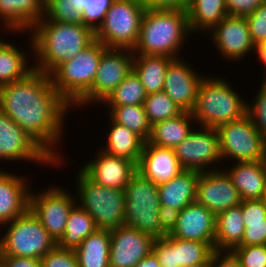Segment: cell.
<instances>
[{
    "label": "cell",
    "mask_w": 266,
    "mask_h": 267,
    "mask_svg": "<svg viewBox=\"0 0 266 267\" xmlns=\"http://www.w3.org/2000/svg\"><path fill=\"white\" fill-rule=\"evenodd\" d=\"M71 108L44 72L34 70L25 79L0 86V110L55 160L54 167L66 161L58 145Z\"/></svg>",
    "instance_id": "obj_1"
},
{
    "label": "cell",
    "mask_w": 266,
    "mask_h": 267,
    "mask_svg": "<svg viewBox=\"0 0 266 267\" xmlns=\"http://www.w3.org/2000/svg\"><path fill=\"white\" fill-rule=\"evenodd\" d=\"M28 34L31 38L27 47L30 48V55L34 54L35 57L34 70L48 75L96 40L95 31L83 23L52 20H40Z\"/></svg>",
    "instance_id": "obj_2"
},
{
    "label": "cell",
    "mask_w": 266,
    "mask_h": 267,
    "mask_svg": "<svg viewBox=\"0 0 266 267\" xmlns=\"http://www.w3.org/2000/svg\"><path fill=\"white\" fill-rule=\"evenodd\" d=\"M188 35L192 36L186 11L147 8L142 16L138 42L132 51L133 54L179 58L183 45L189 41Z\"/></svg>",
    "instance_id": "obj_3"
},
{
    "label": "cell",
    "mask_w": 266,
    "mask_h": 267,
    "mask_svg": "<svg viewBox=\"0 0 266 267\" xmlns=\"http://www.w3.org/2000/svg\"><path fill=\"white\" fill-rule=\"evenodd\" d=\"M221 75L206 76L199 84L191 114L196 125L217 129L246 114L247 101ZM233 86V87H232Z\"/></svg>",
    "instance_id": "obj_4"
},
{
    "label": "cell",
    "mask_w": 266,
    "mask_h": 267,
    "mask_svg": "<svg viewBox=\"0 0 266 267\" xmlns=\"http://www.w3.org/2000/svg\"><path fill=\"white\" fill-rule=\"evenodd\" d=\"M76 176V204L86 210L101 230L125 225V190L101 186L81 169Z\"/></svg>",
    "instance_id": "obj_5"
},
{
    "label": "cell",
    "mask_w": 266,
    "mask_h": 267,
    "mask_svg": "<svg viewBox=\"0 0 266 267\" xmlns=\"http://www.w3.org/2000/svg\"><path fill=\"white\" fill-rule=\"evenodd\" d=\"M107 47L95 40L51 74L53 87L73 107L92 87L99 61Z\"/></svg>",
    "instance_id": "obj_6"
},
{
    "label": "cell",
    "mask_w": 266,
    "mask_h": 267,
    "mask_svg": "<svg viewBox=\"0 0 266 267\" xmlns=\"http://www.w3.org/2000/svg\"><path fill=\"white\" fill-rule=\"evenodd\" d=\"M125 225L136 228L154 239L168 233L159 221L158 185L136 171L125 187Z\"/></svg>",
    "instance_id": "obj_7"
},
{
    "label": "cell",
    "mask_w": 266,
    "mask_h": 267,
    "mask_svg": "<svg viewBox=\"0 0 266 267\" xmlns=\"http://www.w3.org/2000/svg\"><path fill=\"white\" fill-rule=\"evenodd\" d=\"M2 227L6 229L2 230L0 255L41 259L57 246L30 209Z\"/></svg>",
    "instance_id": "obj_8"
},
{
    "label": "cell",
    "mask_w": 266,
    "mask_h": 267,
    "mask_svg": "<svg viewBox=\"0 0 266 267\" xmlns=\"http://www.w3.org/2000/svg\"><path fill=\"white\" fill-rule=\"evenodd\" d=\"M147 8L136 0H114L95 31V39L107 48L131 49L136 46L142 16Z\"/></svg>",
    "instance_id": "obj_9"
},
{
    "label": "cell",
    "mask_w": 266,
    "mask_h": 267,
    "mask_svg": "<svg viewBox=\"0 0 266 267\" xmlns=\"http://www.w3.org/2000/svg\"><path fill=\"white\" fill-rule=\"evenodd\" d=\"M217 131L223 164V160L266 161V139L255 128L247 114L219 126Z\"/></svg>",
    "instance_id": "obj_10"
},
{
    "label": "cell",
    "mask_w": 266,
    "mask_h": 267,
    "mask_svg": "<svg viewBox=\"0 0 266 267\" xmlns=\"http://www.w3.org/2000/svg\"><path fill=\"white\" fill-rule=\"evenodd\" d=\"M133 58L131 49L106 48L101 55L92 87L72 109H84L86 105L96 106L97 103L100 105L133 70Z\"/></svg>",
    "instance_id": "obj_11"
},
{
    "label": "cell",
    "mask_w": 266,
    "mask_h": 267,
    "mask_svg": "<svg viewBox=\"0 0 266 267\" xmlns=\"http://www.w3.org/2000/svg\"><path fill=\"white\" fill-rule=\"evenodd\" d=\"M196 126V129L173 149L180 165L184 170L199 172L221 169L222 166L219 165L222 164V157L217 129Z\"/></svg>",
    "instance_id": "obj_12"
},
{
    "label": "cell",
    "mask_w": 266,
    "mask_h": 267,
    "mask_svg": "<svg viewBox=\"0 0 266 267\" xmlns=\"http://www.w3.org/2000/svg\"><path fill=\"white\" fill-rule=\"evenodd\" d=\"M75 205V195L73 196L72 192L60 185L41 189V192L31 189L30 192L29 209L57 242L65 232L69 213Z\"/></svg>",
    "instance_id": "obj_13"
},
{
    "label": "cell",
    "mask_w": 266,
    "mask_h": 267,
    "mask_svg": "<svg viewBox=\"0 0 266 267\" xmlns=\"http://www.w3.org/2000/svg\"><path fill=\"white\" fill-rule=\"evenodd\" d=\"M0 160L54 167V159L7 114L0 110ZM24 161V162H23Z\"/></svg>",
    "instance_id": "obj_14"
},
{
    "label": "cell",
    "mask_w": 266,
    "mask_h": 267,
    "mask_svg": "<svg viewBox=\"0 0 266 267\" xmlns=\"http://www.w3.org/2000/svg\"><path fill=\"white\" fill-rule=\"evenodd\" d=\"M216 52L228 62H238L251 53L255 54L256 46L252 41L245 17L226 16L210 32Z\"/></svg>",
    "instance_id": "obj_15"
},
{
    "label": "cell",
    "mask_w": 266,
    "mask_h": 267,
    "mask_svg": "<svg viewBox=\"0 0 266 267\" xmlns=\"http://www.w3.org/2000/svg\"><path fill=\"white\" fill-rule=\"evenodd\" d=\"M199 204L217 215L242 202L239 191L224 168L200 172L197 183V198Z\"/></svg>",
    "instance_id": "obj_16"
},
{
    "label": "cell",
    "mask_w": 266,
    "mask_h": 267,
    "mask_svg": "<svg viewBox=\"0 0 266 267\" xmlns=\"http://www.w3.org/2000/svg\"><path fill=\"white\" fill-rule=\"evenodd\" d=\"M186 58H174L165 74L163 91L182 110L191 112L200 82L205 77L192 68Z\"/></svg>",
    "instance_id": "obj_17"
},
{
    "label": "cell",
    "mask_w": 266,
    "mask_h": 267,
    "mask_svg": "<svg viewBox=\"0 0 266 267\" xmlns=\"http://www.w3.org/2000/svg\"><path fill=\"white\" fill-rule=\"evenodd\" d=\"M110 267H135L153 249L154 238L127 225L110 231Z\"/></svg>",
    "instance_id": "obj_18"
},
{
    "label": "cell",
    "mask_w": 266,
    "mask_h": 267,
    "mask_svg": "<svg viewBox=\"0 0 266 267\" xmlns=\"http://www.w3.org/2000/svg\"><path fill=\"white\" fill-rule=\"evenodd\" d=\"M84 163L80 169L95 183L104 187L125 189L131 176L137 171L132 160L110 155L103 150Z\"/></svg>",
    "instance_id": "obj_19"
},
{
    "label": "cell",
    "mask_w": 266,
    "mask_h": 267,
    "mask_svg": "<svg viewBox=\"0 0 266 267\" xmlns=\"http://www.w3.org/2000/svg\"><path fill=\"white\" fill-rule=\"evenodd\" d=\"M216 232V215L197 201L183 208L179 214L176 226L170 236L214 245Z\"/></svg>",
    "instance_id": "obj_20"
},
{
    "label": "cell",
    "mask_w": 266,
    "mask_h": 267,
    "mask_svg": "<svg viewBox=\"0 0 266 267\" xmlns=\"http://www.w3.org/2000/svg\"><path fill=\"white\" fill-rule=\"evenodd\" d=\"M7 171L0 169V223L2 225L29 210L30 192L34 189L24 176Z\"/></svg>",
    "instance_id": "obj_21"
},
{
    "label": "cell",
    "mask_w": 266,
    "mask_h": 267,
    "mask_svg": "<svg viewBox=\"0 0 266 267\" xmlns=\"http://www.w3.org/2000/svg\"><path fill=\"white\" fill-rule=\"evenodd\" d=\"M136 169L156 185L167 183L184 170L172 148L160 147L148 141L144 143Z\"/></svg>",
    "instance_id": "obj_22"
},
{
    "label": "cell",
    "mask_w": 266,
    "mask_h": 267,
    "mask_svg": "<svg viewBox=\"0 0 266 267\" xmlns=\"http://www.w3.org/2000/svg\"><path fill=\"white\" fill-rule=\"evenodd\" d=\"M45 2L46 0H0V30L13 35L30 32L44 17Z\"/></svg>",
    "instance_id": "obj_23"
},
{
    "label": "cell",
    "mask_w": 266,
    "mask_h": 267,
    "mask_svg": "<svg viewBox=\"0 0 266 267\" xmlns=\"http://www.w3.org/2000/svg\"><path fill=\"white\" fill-rule=\"evenodd\" d=\"M234 164V165H232ZM224 170L231 177L242 200H261L265 192L266 161L232 162ZM228 166V167H227Z\"/></svg>",
    "instance_id": "obj_24"
},
{
    "label": "cell",
    "mask_w": 266,
    "mask_h": 267,
    "mask_svg": "<svg viewBox=\"0 0 266 267\" xmlns=\"http://www.w3.org/2000/svg\"><path fill=\"white\" fill-rule=\"evenodd\" d=\"M199 171L183 170L167 183L158 185L161 205L172 207L179 212L196 201Z\"/></svg>",
    "instance_id": "obj_25"
},
{
    "label": "cell",
    "mask_w": 266,
    "mask_h": 267,
    "mask_svg": "<svg viewBox=\"0 0 266 267\" xmlns=\"http://www.w3.org/2000/svg\"><path fill=\"white\" fill-rule=\"evenodd\" d=\"M110 127L106 132V145H102L101 150L104 152L123 157L134 161L136 164L141 156L145 141L135 132L129 130L121 124L113 122L110 118L107 119Z\"/></svg>",
    "instance_id": "obj_26"
},
{
    "label": "cell",
    "mask_w": 266,
    "mask_h": 267,
    "mask_svg": "<svg viewBox=\"0 0 266 267\" xmlns=\"http://www.w3.org/2000/svg\"><path fill=\"white\" fill-rule=\"evenodd\" d=\"M242 207L235 206L216 215L215 251H232L242 246L244 234Z\"/></svg>",
    "instance_id": "obj_27"
},
{
    "label": "cell",
    "mask_w": 266,
    "mask_h": 267,
    "mask_svg": "<svg viewBox=\"0 0 266 267\" xmlns=\"http://www.w3.org/2000/svg\"><path fill=\"white\" fill-rule=\"evenodd\" d=\"M186 13L193 35H206L228 16L226 0H190Z\"/></svg>",
    "instance_id": "obj_28"
},
{
    "label": "cell",
    "mask_w": 266,
    "mask_h": 267,
    "mask_svg": "<svg viewBox=\"0 0 266 267\" xmlns=\"http://www.w3.org/2000/svg\"><path fill=\"white\" fill-rule=\"evenodd\" d=\"M194 124H196V120L191 112L183 111L174 118L154 124L151 127V135L148 142L160 147L174 149L196 127Z\"/></svg>",
    "instance_id": "obj_29"
},
{
    "label": "cell",
    "mask_w": 266,
    "mask_h": 267,
    "mask_svg": "<svg viewBox=\"0 0 266 267\" xmlns=\"http://www.w3.org/2000/svg\"><path fill=\"white\" fill-rule=\"evenodd\" d=\"M172 60L167 56L134 54L133 70L147 95L163 91L166 70Z\"/></svg>",
    "instance_id": "obj_30"
},
{
    "label": "cell",
    "mask_w": 266,
    "mask_h": 267,
    "mask_svg": "<svg viewBox=\"0 0 266 267\" xmlns=\"http://www.w3.org/2000/svg\"><path fill=\"white\" fill-rule=\"evenodd\" d=\"M8 41L0 47V86L25 79L34 71V65L29 64L31 56L27 50L25 52Z\"/></svg>",
    "instance_id": "obj_31"
},
{
    "label": "cell",
    "mask_w": 266,
    "mask_h": 267,
    "mask_svg": "<svg viewBox=\"0 0 266 267\" xmlns=\"http://www.w3.org/2000/svg\"><path fill=\"white\" fill-rule=\"evenodd\" d=\"M110 231L97 229L85 238L74 251L78 267H110Z\"/></svg>",
    "instance_id": "obj_32"
},
{
    "label": "cell",
    "mask_w": 266,
    "mask_h": 267,
    "mask_svg": "<svg viewBox=\"0 0 266 267\" xmlns=\"http://www.w3.org/2000/svg\"><path fill=\"white\" fill-rule=\"evenodd\" d=\"M97 229L93 217L76 204L69 213L65 232L57 242V246L75 250L85 238Z\"/></svg>",
    "instance_id": "obj_33"
},
{
    "label": "cell",
    "mask_w": 266,
    "mask_h": 267,
    "mask_svg": "<svg viewBox=\"0 0 266 267\" xmlns=\"http://www.w3.org/2000/svg\"><path fill=\"white\" fill-rule=\"evenodd\" d=\"M107 107V117L117 124L124 125L139 135L145 142L151 135V125L148 122L143 105L103 106Z\"/></svg>",
    "instance_id": "obj_34"
},
{
    "label": "cell",
    "mask_w": 266,
    "mask_h": 267,
    "mask_svg": "<svg viewBox=\"0 0 266 267\" xmlns=\"http://www.w3.org/2000/svg\"><path fill=\"white\" fill-rule=\"evenodd\" d=\"M164 237L176 248L179 267H192L207 263L215 252L214 245L208 242L184 240L169 234Z\"/></svg>",
    "instance_id": "obj_35"
},
{
    "label": "cell",
    "mask_w": 266,
    "mask_h": 267,
    "mask_svg": "<svg viewBox=\"0 0 266 267\" xmlns=\"http://www.w3.org/2000/svg\"><path fill=\"white\" fill-rule=\"evenodd\" d=\"M146 97L147 94L139 76L132 70L100 105H143Z\"/></svg>",
    "instance_id": "obj_36"
},
{
    "label": "cell",
    "mask_w": 266,
    "mask_h": 267,
    "mask_svg": "<svg viewBox=\"0 0 266 267\" xmlns=\"http://www.w3.org/2000/svg\"><path fill=\"white\" fill-rule=\"evenodd\" d=\"M143 107L151 126L183 112L164 91L148 94Z\"/></svg>",
    "instance_id": "obj_37"
},
{
    "label": "cell",
    "mask_w": 266,
    "mask_h": 267,
    "mask_svg": "<svg viewBox=\"0 0 266 267\" xmlns=\"http://www.w3.org/2000/svg\"><path fill=\"white\" fill-rule=\"evenodd\" d=\"M41 20L61 23H83L82 10L76 8L70 0H46L45 15Z\"/></svg>",
    "instance_id": "obj_38"
},
{
    "label": "cell",
    "mask_w": 266,
    "mask_h": 267,
    "mask_svg": "<svg viewBox=\"0 0 266 267\" xmlns=\"http://www.w3.org/2000/svg\"><path fill=\"white\" fill-rule=\"evenodd\" d=\"M72 4L82 10L83 24L94 31L102 24L103 19L114 0H70Z\"/></svg>",
    "instance_id": "obj_39"
},
{
    "label": "cell",
    "mask_w": 266,
    "mask_h": 267,
    "mask_svg": "<svg viewBox=\"0 0 266 267\" xmlns=\"http://www.w3.org/2000/svg\"><path fill=\"white\" fill-rule=\"evenodd\" d=\"M252 101L247 102L246 114L255 128L266 139V81H261Z\"/></svg>",
    "instance_id": "obj_40"
},
{
    "label": "cell",
    "mask_w": 266,
    "mask_h": 267,
    "mask_svg": "<svg viewBox=\"0 0 266 267\" xmlns=\"http://www.w3.org/2000/svg\"><path fill=\"white\" fill-rule=\"evenodd\" d=\"M231 252L241 267H266V245H242Z\"/></svg>",
    "instance_id": "obj_41"
},
{
    "label": "cell",
    "mask_w": 266,
    "mask_h": 267,
    "mask_svg": "<svg viewBox=\"0 0 266 267\" xmlns=\"http://www.w3.org/2000/svg\"><path fill=\"white\" fill-rule=\"evenodd\" d=\"M244 226L266 225V201L261 200H242Z\"/></svg>",
    "instance_id": "obj_42"
},
{
    "label": "cell",
    "mask_w": 266,
    "mask_h": 267,
    "mask_svg": "<svg viewBox=\"0 0 266 267\" xmlns=\"http://www.w3.org/2000/svg\"><path fill=\"white\" fill-rule=\"evenodd\" d=\"M251 38L255 46L266 39V2L257 7L250 15L245 16Z\"/></svg>",
    "instance_id": "obj_43"
},
{
    "label": "cell",
    "mask_w": 266,
    "mask_h": 267,
    "mask_svg": "<svg viewBox=\"0 0 266 267\" xmlns=\"http://www.w3.org/2000/svg\"><path fill=\"white\" fill-rule=\"evenodd\" d=\"M41 267H78L76 253L56 246L41 258Z\"/></svg>",
    "instance_id": "obj_44"
},
{
    "label": "cell",
    "mask_w": 266,
    "mask_h": 267,
    "mask_svg": "<svg viewBox=\"0 0 266 267\" xmlns=\"http://www.w3.org/2000/svg\"><path fill=\"white\" fill-rule=\"evenodd\" d=\"M152 252L158 258L160 267H179L176 248L165 237L154 240Z\"/></svg>",
    "instance_id": "obj_45"
},
{
    "label": "cell",
    "mask_w": 266,
    "mask_h": 267,
    "mask_svg": "<svg viewBox=\"0 0 266 267\" xmlns=\"http://www.w3.org/2000/svg\"><path fill=\"white\" fill-rule=\"evenodd\" d=\"M265 2L266 0H226L227 14L245 17Z\"/></svg>",
    "instance_id": "obj_46"
},
{
    "label": "cell",
    "mask_w": 266,
    "mask_h": 267,
    "mask_svg": "<svg viewBox=\"0 0 266 267\" xmlns=\"http://www.w3.org/2000/svg\"><path fill=\"white\" fill-rule=\"evenodd\" d=\"M242 245H266V225L245 227Z\"/></svg>",
    "instance_id": "obj_47"
},
{
    "label": "cell",
    "mask_w": 266,
    "mask_h": 267,
    "mask_svg": "<svg viewBox=\"0 0 266 267\" xmlns=\"http://www.w3.org/2000/svg\"><path fill=\"white\" fill-rule=\"evenodd\" d=\"M0 264L2 267H41V259L0 255Z\"/></svg>",
    "instance_id": "obj_48"
},
{
    "label": "cell",
    "mask_w": 266,
    "mask_h": 267,
    "mask_svg": "<svg viewBox=\"0 0 266 267\" xmlns=\"http://www.w3.org/2000/svg\"><path fill=\"white\" fill-rule=\"evenodd\" d=\"M210 267H241L231 251H215L210 259Z\"/></svg>",
    "instance_id": "obj_49"
},
{
    "label": "cell",
    "mask_w": 266,
    "mask_h": 267,
    "mask_svg": "<svg viewBox=\"0 0 266 267\" xmlns=\"http://www.w3.org/2000/svg\"><path fill=\"white\" fill-rule=\"evenodd\" d=\"M179 211L172 207L160 205L159 221L161 227L169 234L176 226Z\"/></svg>",
    "instance_id": "obj_50"
},
{
    "label": "cell",
    "mask_w": 266,
    "mask_h": 267,
    "mask_svg": "<svg viewBox=\"0 0 266 267\" xmlns=\"http://www.w3.org/2000/svg\"><path fill=\"white\" fill-rule=\"evenodd\" d=\"M190 0H155L148 8L153 10L187 11Z\"/></svg>",
    "instance_id": "obj_51"
},
{
    "label": "cell",
    "mask_w": 266,
    "mask_h": 267,
    "mask_svg": "<svg viewBox=\"0 0 266 267\" xmlns=\"http://www.w3.org/2000/svg\"><path fill=\"white\" fill-rule=\"evenodd\" d=\"M255 55L256 60H258V62L264 66L261 68L263 69V78L261 77V81H266V39L261 44L256 46Z\"/></svg>",
    "instance_id": "obj_52"
},
{
    "label": "cell",
    "mask_w": 266,
    "mask_h": 267,
    "mask_svg": "<svg viewBox=\"0 0 266 267\" xmlns=\"http://www.w3.org/2000/svg\"><path fill=\"white\" fill-rule=\"evenodd\" d=\"M135 267H160V263L156 255L151 252L149 255L142 258Z\"/></svg>",
    "instance_id": "obj_53"
},
{
    "label": "cell",
    "mask_w": 266,
    "mask_h": 267,
    "mask_svg": "<svg viewBox=\"0 0 266 267\" xmlns=\"http://www.w3.org/2000/svg\"><path fill=\"white\" fill-rule=\"evenodd\" d=\"M139 4L148 8L155 0H136Z\"/></svg>",
    "instance_id": "obj_54"
},
{
    "label": "cell",
    "mask_w": 266,
    "mask_h": 267,
    "mask_svg": "<svg viewBox=\"0 0 266 267\" xmlns=\"http://www.w3.org/2000/svg\"><path fill=\"white\" fill-rule=\"evenodd\" d=\"M192 267H210V261L201 265L192 266Z\"/></svg>",
    "instance_id": "obj_55"
},
{
    "label": "cell",
    "mask_w": 266,
    "mask_h": 267,
    "mask_svg": "<svg viewBox=\"0 0 266 267\" xmlns=\"http://www.w3.org/2000/svg\"><path fill=\"white\" fill-rule=\"evenodd\" d=\"M263 199L266 201V179H265V192H264Z\"/></svg>",
    "instance_id": "obj_56"
},
{
    "label": "cell",
    "mask_w": 266,
    "mask_h": 267,
    "mask_svg": "<svg viewBox=\"0 0 266 267\" xmlns=\"http://www.w3.org/2000/svg\"><path fill=\"white\" fill-rule=\"evenodd\" d=\"M5 39L2 40V38H0V47L5 43Z\"/></svg>",
    "instance_id": "obj_57"
},
{
    "label": "cell",
    "mask_w": 266,
    "mask_h": 267,
    "mask_svg": "<svg viewBox=\"0 0 266 267\" xmlns=\"http://www.w3.org/2000/svg\"><path fill=\"white\" fill-rule=\"evenodd\" d=\"M3 227H2V224L0 223V232L2 231L1 229H2ZM0 235H1V233H0ZM1 238H2V236H0V244H1Z\"/></svg>",
    "instance_id": "obj_58"
}]
</instances>
